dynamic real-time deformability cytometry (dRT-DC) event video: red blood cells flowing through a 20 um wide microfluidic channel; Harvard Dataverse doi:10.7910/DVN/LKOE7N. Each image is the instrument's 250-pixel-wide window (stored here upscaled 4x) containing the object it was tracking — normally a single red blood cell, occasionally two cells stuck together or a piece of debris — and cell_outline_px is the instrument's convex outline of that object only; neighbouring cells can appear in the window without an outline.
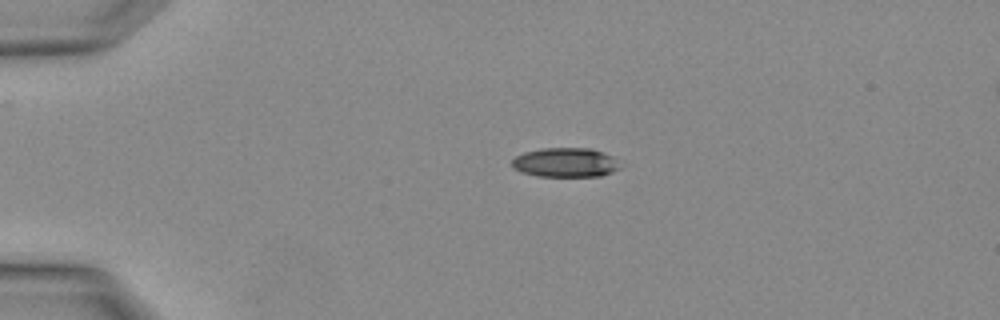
{"species": "Egyptian fruit bat (a non-hibernating species)", "species_latin": "Rousettus aegyptiacus", "temperature_condition": "warm", "stored_images_in_passage": 2, "camera_frame_rate_fps": 3000, "um_per_image_px": 0.085, "animal": {"sex": "female"}, "frame": {"image": 1, "passage_image": 1, "time_ms": 0.0, "image_size_px": [1000, 320], "cell_outline_px": [[620, 168], [612, 172], [600, 176], [536, 176], [520, 172], [512, 168], [512, 160], [516, 156], [524, 152], [540, 148], [592, 148], [612, 156]], "centroid_in_image_um": [48.01, 13.81], "position_along_channel_um": 37.0, "area_um2": 18.5}}